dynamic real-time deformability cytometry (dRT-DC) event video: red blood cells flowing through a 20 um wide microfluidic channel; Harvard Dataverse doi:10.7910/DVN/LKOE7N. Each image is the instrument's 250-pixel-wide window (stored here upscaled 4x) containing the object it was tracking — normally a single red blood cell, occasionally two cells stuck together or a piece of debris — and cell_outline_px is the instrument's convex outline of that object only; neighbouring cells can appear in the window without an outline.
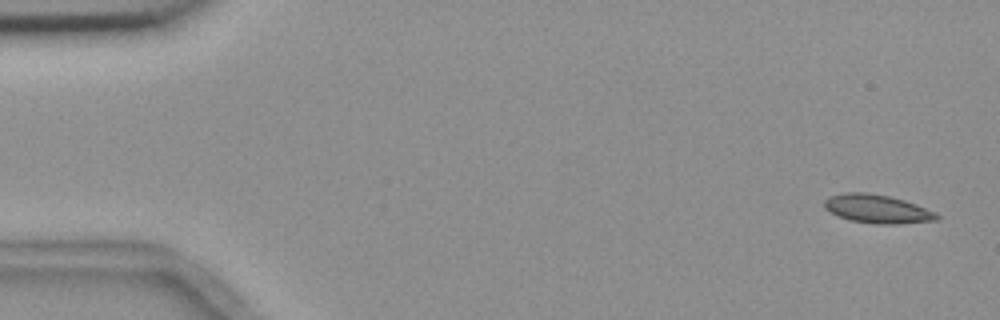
{"species": "common noctule bat (a hibernating species)", "species_latin": "Nyctalus noctula", "temperature_condition": "room temperature", "stored_images_in_passage": 5, "camera_frame_rate_fps": 3000, "um_per_image_px": 0.085, "animal": {"sex": "female", "body_mass_g": 18.4}, "frame": {"image": 1, "passage_image": 1, "time_ms": 0.0, "image_size_px": [1000, 320], "cell_outline_px": [[940, 220], [900, 224], [876, 224], [848, 220], [836, 216], [828, 212], [824, 208], [824, 200], [828, 196], [844, 192], [868, 192], [888, 196], [904, 200], [916, 204], [936, 212], [940, 216]], "centroid_in_image_um": [74.54, 17.76], "position_along_channel_um": 10.5, "area_um2": 19.13}}
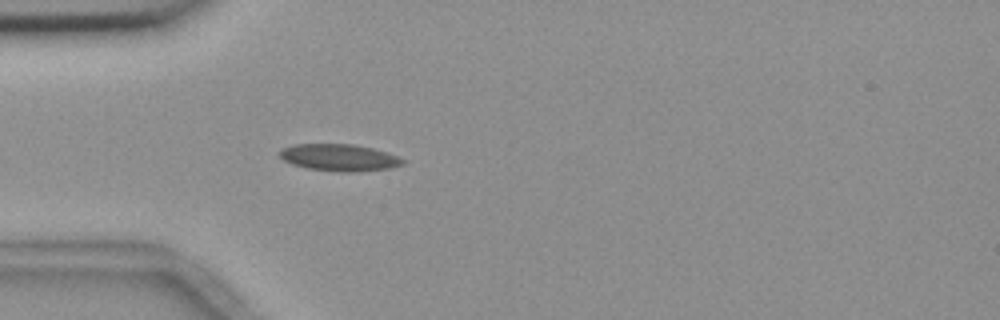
{"frame": {"image": 2, "passage_image": 5, "time_ms": 4.667, "image_size_px": [1000, 320], "cell_outline_px": [[404, 164], [392, 168], [352, 172], [340, 172], [308, 168], [292, 164], [284, 160], [276, 152], [280, 148], [292, 144], [352, 144], [372, 148], [388, 152], [404, 160]], "centroid_in_image_um": [28.8, 13.38], "position_along_channel_um": 56.2, "area_um2": 19.42}}